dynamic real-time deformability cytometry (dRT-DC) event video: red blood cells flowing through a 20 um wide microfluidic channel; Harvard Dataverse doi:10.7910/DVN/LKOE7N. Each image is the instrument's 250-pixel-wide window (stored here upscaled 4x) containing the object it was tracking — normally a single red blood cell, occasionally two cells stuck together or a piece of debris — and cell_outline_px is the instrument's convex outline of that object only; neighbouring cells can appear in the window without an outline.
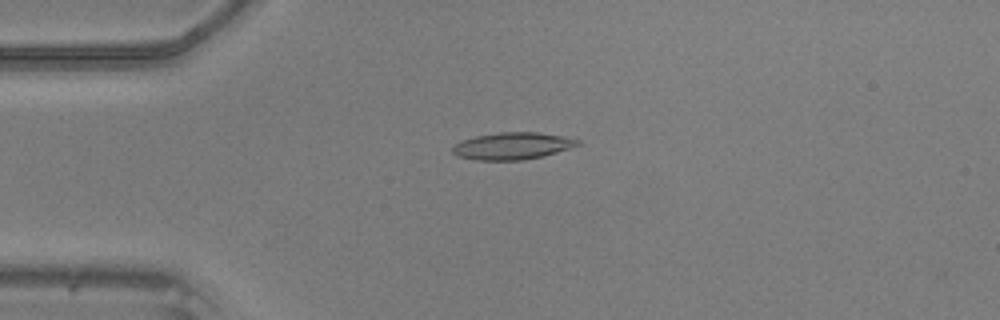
{"species": "common noctule bat (a hibernating species)", "species_latin": "Nyctalus noctula", "temperature_condition": "warm", "stored_images_in_passage": 49, "camera_frame_rate_fps": 3000, "um_per_image_px": 0.085, "animal": {"sex": "male", "body_mass_g": 20.5, "forearm_length_mm": 52.5}, "frame": {"image": 1, "passage_image": 12, "time_ms": 3.667, "image_size_px": [1000, 320], "cell_outline_px": [[580, 144], [544, 156], [524, 160], [476, 160], [456, 156], [452, 152], [452, 148], [456, 144], [464, 140], [476, 136], [500, 132], [536, 132], [560, 136], [580, 140]], "centroid_in_image_um": [43.53, 12.41], "position_along_channel_um": 41.5, "area_um2": 19.48}}
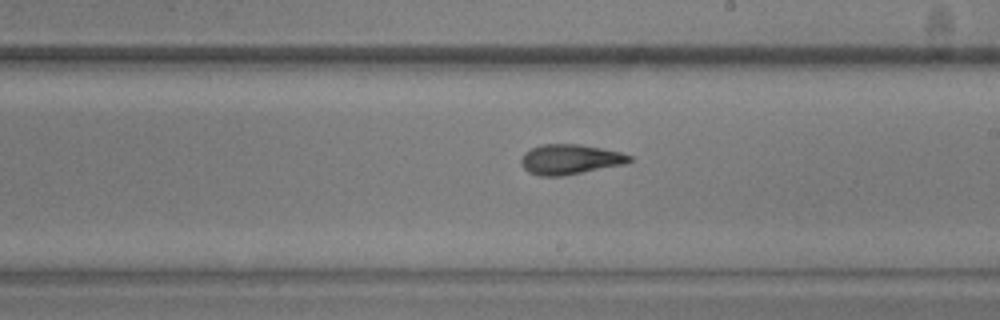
{"frame": {"image": 2, "passage_image": 28, "time_ms": 9.0, "image_size_px": [1000, 320], "cell_outline_px": [[632, 160], [624, 164], [564, 176], [540, 176], [528, 172], [520, 164], [520, 160], [524, 152], [540, 144], [580, 144], [620, 152], [632, 156]], "centroid_in_image_um": [48.42, 13.55], "position_along_channel_um": 240.6, "area_um2": 19.02}}
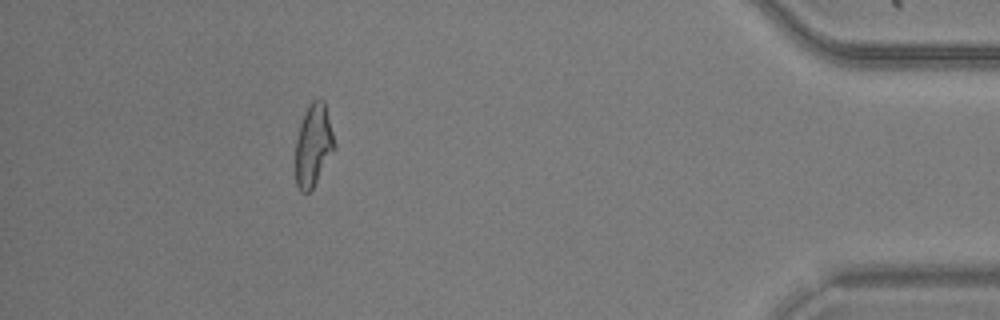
{"frame": {"image": 3, "passage_image": 44, "time_ms": 14.333, "image_size_px": [1000, 320], "cell_outline_px": [[336, 148], [312, 188], [308, 192], [300, 192], [296, 184], [296, 140], [300, 124], [312, 100], [316, 96], [324, 100]], "centroid_in_image_um": [26.64, 12.33], "position_along_channel_um": 408.6, "area_um2": 18.38}}